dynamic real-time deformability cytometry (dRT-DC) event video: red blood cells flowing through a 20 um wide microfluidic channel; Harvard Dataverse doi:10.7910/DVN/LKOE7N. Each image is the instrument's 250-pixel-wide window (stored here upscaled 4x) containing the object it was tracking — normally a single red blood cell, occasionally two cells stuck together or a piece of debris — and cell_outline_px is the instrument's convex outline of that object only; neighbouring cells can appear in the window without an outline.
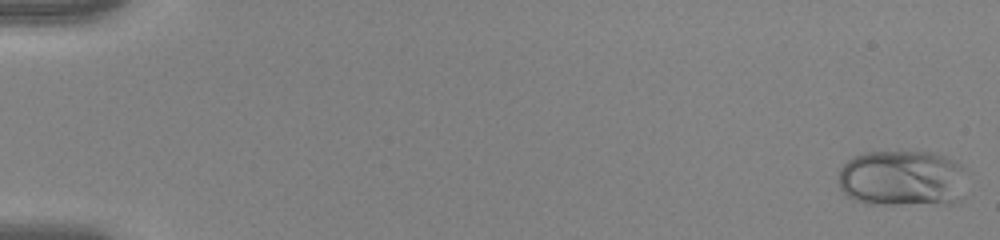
{"species": "human", "species_latin": "Homo sapiens", "temperature_condition": "warm", "stored_images_in_passage": 16, "camera_frame_rate_fps": 3000, "um_per_image_px": 0.085, "donor": {"sex": "female"}, "frame": {"image": 1, "passage_image": 1, "time_ms": 0.0, "image_size_px": [1000, 240], "cell_outline_px": [[968, 168], [960, 200], [956, 204], [868, 204], [856, 200], [848, 196], [840, 188], [840, 168], [852, 156], [864, 152], [936, 152], [956, 160]], "centroid_in_image_um": [76.77, 15.15], "position_along_channel_um": 8.2, "area_um2": 43.0}}